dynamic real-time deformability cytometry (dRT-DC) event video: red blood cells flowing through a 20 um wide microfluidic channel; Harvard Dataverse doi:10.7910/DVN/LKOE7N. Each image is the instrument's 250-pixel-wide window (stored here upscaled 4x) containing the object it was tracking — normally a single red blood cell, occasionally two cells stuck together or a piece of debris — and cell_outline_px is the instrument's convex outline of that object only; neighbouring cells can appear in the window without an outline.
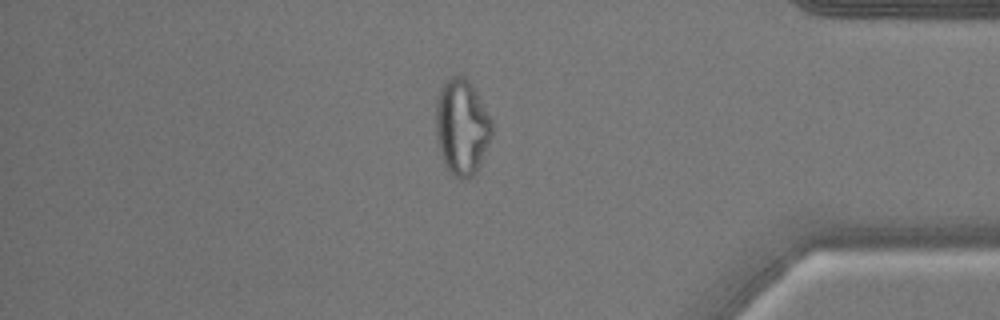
{"species": "common noctule bat (a hibernating species)", "species_latin": "Nyctalus noctula", "temperature_condition": "warm", "stored_images_in_passage": 51, "camera_frame_rate_fps": 3000, "um_per_image_px": 0.085, "animal": {"sex": "male", "body_mass_g": 17.9}, "frame": {"image": 1, "passage_image": 44, "time_ms": 14.333, "image_size_px": [1000, 320], "cell_outline_px": [[492, 132], [480, 164], [472, 176], [468, 180], [460, 180], [452, 176], [448, 172], [444, 164], [440, 152], [436, 136], [436, 96], [440, 88], [448, 76], [464, 76], [468, 80], [476, 92], [492, 120]], "centroid_in_image_um": [39.22, 10.81], "position_along_channel_um": 396.0, "area_um2": 31.44}}